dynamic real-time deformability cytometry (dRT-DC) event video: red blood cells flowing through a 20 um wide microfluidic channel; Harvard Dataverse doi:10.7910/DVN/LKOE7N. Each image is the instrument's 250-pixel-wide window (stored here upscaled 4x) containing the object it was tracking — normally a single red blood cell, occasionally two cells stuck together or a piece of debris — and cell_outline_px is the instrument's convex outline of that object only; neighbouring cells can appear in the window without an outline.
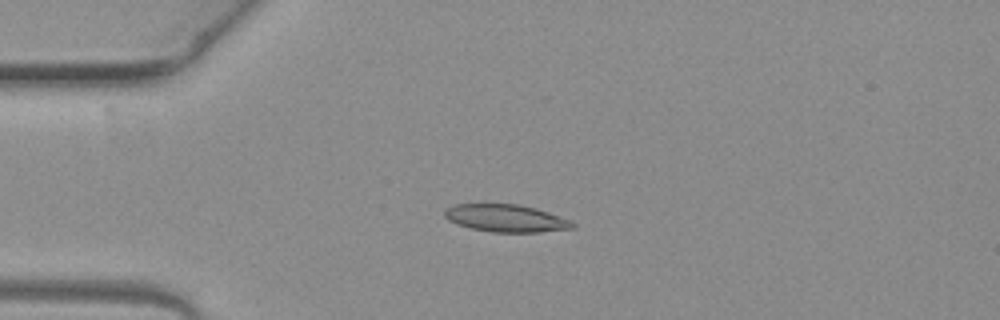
{"species": "common noctule bat (a hibernating species)", "species_latin": "Nyctalus noctula", "temperature_condition": "warm", "stored_images_in_passage": 4, "camera_frame_rate_fps": 3000, "um_per_image_px": 0.085, "animal": {"sex": "female", "body_mass_g": 19.3, "forearm_length_mm": 54.1}, "frame": {"image": 1, "passage_image": 3, "time_ms": 0.667, "image_size_px": [1000, 320], "cell_outline_px": [[576, 228], [540, 232], [492, 232], [472, 228], [448, 220], [444, 216], [444, 208], [456, 204], [520, 204], [536, 208], [548, 212], [568, 220], [576, 224]], "centroid_in_image_um": [43.01, 18.54], "position_along_channel_um": 42.0, "area_um2": 20.4}}